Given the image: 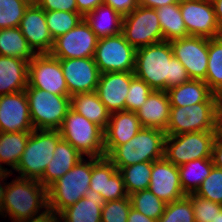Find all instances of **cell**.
<instances>
[{
  "label": "cell",
  "instance_id": "6da1fadb",
  "mask_svg": "<svg viewBox=\"0 0 222 222\" xmlns=\"http://www.w3.org/2000/svg\"><path fill=\"white\" fill-rule=\"evenodd\" d=\"M134 74L156 91H166L191 80L183 64L173 56L168 41L136 49Z\"/></svg>",
  "mask_w": 222,
  "mask_h": 222
},
{
  "label": "cell",
  "instance_id": "7a4b0ae2",
  "mask_svg": "<svg viewBox=\"0 0 222 222\" xmlns=\"http://www.w3.org/2000/svg\"><path fill=\"white\" fill-rule=\"evenodd\" d=\"M165 138L163 130L142 127L126 144L104 146L105 157L118 170L141 162H153L164 157Z\"/></svg>",
  "mask_w": 222,
  "mask_h": 222
},
{
  "label": "cell",
  "instance_id": "3957f363",
  "mask_svg": "<svg viewBox=\"0 0 222 222\" xmlns=\"http://www.w3.org/2000/svg\"><path fill=\"white\" fill-rule=\"evenodd\" d=\"M42 208L48 209V189L39 181L18 177L7 184L3 216L17 222L39 216Z\"/></svg>",
  "mask_w": 222,
  "mask_h": 222
},
{
  "label": "cell",
  "instance_id": "277c9868",
  "mask_svg": "<svg viewBox=\"0 0 222 222\" xmlns=\"http://www.w3.org/2000/svg\"><path fill=\"white\" fill-rule=\"evenodd\" d=\"M84 158L71 168L64 176L48 188V209L58 215L63 209L75 204L89 191L92 157L86 162Z\"/></svg>",
  "mask_w": 222,
  "mask_h": 222
},
{
  "label": "cell",
  "instance_id": "5b68a950",
  "mask_svg": "<svg viewBox=\"0 0 222 222\" xmlns=\"http://www.w3.org/2000/svg\"><path fill=\"white\" fill-rule=\"evenodd\" d=\"M61 139L59 130H32L15 169L19 177L39 181Z\"/></svg>",
  "mask_w": 222,
  "mask_h": 222
},
{
  "label": "cell",
  "instance_id": "8992f818",
  "mask_svg": "<svg viewBox=\"0 0 222 222\" xmlns=\"http://www.w3.org/2000/svg\"><path fill=\"white\" fill-rule=\"evenodd\" d=\"M59 132L62 139L70 143L83 156L105 157L104 130L71 108Z\"/></svg>",
  "mask_w": 222,
  "mask_h": 222
},
{
  "label": "cell",
  "instance_id": "52a82bcc",
  "mask_svg": "<svg viewBox=\"0 0 222 222\" xmlns=\"http://www.w3.org/2000/svg\"><path fill=\"white\" fill-rule=\"evenodd\" d=\"M197 131H222L218 120V102H201L183 107L171 106L166 135Z\"/></svg>",
  "mask_w": 222,
  "mask_h": 222
},
{
  "label": "cell",
  "instance_id": "ba28073f",
  "mask_svg": "<svg viewBox=\"0 0 222 222\" xmlns=\"http://www.w3.org/2000/svg\"><path fill=\"white\" fill-rule=\"evenodd\" d=\"M34 129L59 130L71 106V97L37 88L25 89Z\"/></svg>",
  "mask_w": 222,
  "mask_h": 222
},
{
  "label": "cell",
  "instance_id": "9c48e42d",
  "mask_svg": "<svg viewBox=\"0 0 222 222\" xmlns=\"http://www.w3.org/2000/svg\"><path fill=\"white\" fill-rule=\"evenodd\" d=\"M222 131H197L166 135L164 157L177 167L190 161L211 158L215 139Z\"/></svg>",
  "mask_w": 222,
  "mask_h": 222
},
{
  "label": "cell",
  "instance_id": "30bf717a",
  "mask_svg": "<svg viewBox=\"0 0 222 222\" xmlns=\"http://www.w3.org/2000/svg\"><path fill=\"white\" fill-rule=\"evenodd\" d=\"M135 59L136 49L122 33L98 40L94 60L100 73L134 72Z\"/></svg>",
  "mask_w": 222,
  "mask_h": 222
},
{
  "label": "cell",
  "instance_id": "8fae6325",
  "mask_svg": "<svg viewBox=\"0 0 222 222\" xmlns=\"http://www.w3.org/2000/svg\"><path fill=\"white\" fill-rule=\"evenodd\" d=\"M122 34L135 49L164 41L156 10L140 5L123 17Z\"/></svg>",
  "mask_w": 222,
  "mask_h": 222
},
{
  "label": "cell",
  "instance_id": "7c38bea8",
  "mask_svg": "<svg viewBox=\"0 0 222 222\" xmlns=\"http://www.w3.org/2000/svg\"><path fill=\"white\" fill-rule=\"evenodd\" d=\"M27 88L70 96L60 61L51 54H36L29 62Z\"/></svg>",
  "mask_w": 222,
  "mask_h": 222
},
{
  "label": "cell",
  "instance_id": "4fadbf2b",
  "mask_svg": "<svg viewBox=\"0 0 222 222\" xmlns=\"http://www.w3.org/2000/svg\"><path fill=\"white\" fill-rule=\"evenodd\" d=\"M98 40L83 18L75 28L54 40L50 54L58 59L94 57Z\"/></svg>",
  "mask_w": 222,
  "mask_h": 222
},
{
  "label": "cell",
  "instance_id": "5bb4252c",
  "mask_svg": "<svg viewBox=\"0 0 222 222\" xmlns=\"http://www.w3.org/2000/svg\"><path fill=\"white\" fill-rule=\"evenodd\" d=\"M209 38L187 36L170 42L173 56L183 64L191 79L204 80L208 67Z\"/></svg>",
  "mask_w": 222,
  "mask_h": 222
},
{
  "label": "cell",
  "instance_id": "9a60e30c",
  "mask_svg": "<svg viewBox=\"0 0 222 222\" xmlns=\"http://www.w3.org/2000/svg\"><path fill=\"white\" fill-rule=\"evenodd\" d=\"M180 10L188 35L221 36L211 0H180Z\"/></svg>",
  "mask_w": 222,
  "mask_h": 222
},
{
  "label": "cell",
  "instance_id": "2e32d148",
  "mask_svg": "<svg viewBox=\"0 0 222 222\" xmlns=\"http://www.w3.org/2000/svg\"><path fill=\"white\" fill-rule=\"evenodd\" d=\"M66 80L70 97L79 93L94 92L100 71L94 57L58 59Z\"/></svg>",
  "mask_w": 222,
  "mask_h": 222
},
{
  "label": "cell",
  "instance_id": "e0dca14e",
  "mask_svg": "<svg viewBox=\"0 0 222 222\" xmlns=\"http://www.w3.org/2000/svg\"><path fill=\"white\" fill-rule=\"evenodd\" d=\"M89 190L102 195L105 202L129 196L125 189L122 174L107 157H92Z\"/></svg>",
  "mask_w": 222,
  "mask_h": 222
},
{
  "label": "cell",
  "instance_id": "ac0fdd59",
  "mask_svg": "<svg viewBox=\"0 0 222 222\" xmlns=\"http://www.w3.org/2000/svg\"><path fill=\"white\" fill-rule=\"evenodd\" d=\"M34 130L25 90L0 96V132Z\"/></svg>",
  "mask_w": 222,
  "mask_h": 222
},
{
  "label": "cell",
  "instance_id": "d6986e66",
  "mask_svg": "<svg viewBox=\"0 0 222 222\" xmlns=\"http://www.w3.org/2000/svg\"><path fill=\"white\" fill-rule=\"evenodd\" d=\"M18 27L35 54H50L54 40L47 27L45 10L31 3Z\"/></svg>",
  "mask_w": 222,
  "mask_h": 222
},
{
  "label": "cell",
  "instance_id": "ffe728a7",
  "mask_svg": "<svg viewBox=\"0 0 222 222\" xmlns=\"http://www.w3.org/2000/svg\"><path fill=\"white\" fill-rule=\"evenodd\" d=\"M148 189L166 204L187 196L182 189L178 167L165 157L153 161Z\"/></svg>",
  "mask_w": 222,
  "mask_h": 222
},
{
  "label": "cell",
  "instance_id": "44dd1931",
  "mask_svg": "<svg viewBox=\"0 0 222 222\" xmlns=\"http://www.w3.org/2000/svg\"><path fill=\"white\" fill-rule=\"evenodd\" d=\"M134 72L101 73L96 94L110 113L125 110V102Z\"/></svg>",
  "mask_w": 222,
  "mask_h": 222
},
{
  "label": "cell",
  "instance_id": "7402d4cb",
  "mask_svg": "<svg viewBox=\"0 0 222 222\" xmlns=\"http://www.w3.org/2000/svg\"><path fill=\"white\" fill-rule=\"evenodd\" d=\"M142 127L136 112L122 110L111 113L107 128L104 130V146L126 144Z\"/></svg>",
  "mask_w": 222,
  "mask_h": 222
},
{
  "label": "cell",
  "instance_id": "603a6c76",
  "mask_svg": "<svg viewBox=\"0 0 222 222\" xmlns=\"http://www.w3.org/2000/svg\"><path fill=\"white\" fill-rule=\"evenodd\" d=\"M171 105L167 91L153 90L145 103L136 111L143 127L166 131Z\"/></svg>",
  "mask_w": 222,
  "mask_h": 222
},
{
  "label": "cell",
  "instance_id": "cb8c5ba5",
  "mask_svg": "<svg viewBox=\"0 0 222 222\" xmlns=\"http://www.w3.org/2000/svg\"><path fill=\"white\" fill-rule=\"evenodd\" d=\"M83 155L78 152L70 143L61 139L54 151L53 158L48 163L42 178L39 182L49 188L56 180L64 176L73 168Z\"/></svg>",
  "mask_w": 222,
  "mask_h": 222
},
{
  "label": "cell",
  "instance_id": "d4e9b609",
  "mask_svg": "<svg viewBox=\"0 0 222 222\" xmlns=\"http://www.w3.org/2000/svg\"><path fill=\"white\" fill-rule=\"evenodd\" d=\"M28 66L23 59L0 55V96L28 87Z\"/></svg>",
  "mask_w": 222,
  "mask_h": 222
},
{
  "label": "cell",
  "instance_id": "484cf974",
  "mask_svg": "<svg viewBox=\"0 0 222 222\" xmlns=\"http://www.w3.org/2000/svg\"><path fill=\"white\" fill-rule=\"evenodd\" d=\"M167 91L170 105L183 107L201 102H218L215 94L204 80L191 79Z\"/></svg>",
  "mask_w": 222,
  "mask_h": 222
},
{
  "label": "cell",
  "instance_id": "4316f807",
  "mask_svg": "<svg viewBox=\"0 0 222 222\" xmlns=\"http://www.w3.org/2000/svg\"><path fill=\"white\" fill-rule=\"evenodd\" d=\"M105 201L99 193L89 190L75 204L63 209L57 216L63 222H101V209ZM62 219V220H60Z\"/></svg>",
  "mask_w": 222,
  "mask_h": 222
},
{
  "label": "cell",
  "instance_id": "83f0119b",
  "mask_svg": "<svg viewBox=\"0 0 222 222\" xmlns=\"http://www.w3.org/2000/svg\"><path fill=\"white\" fill-rule=\"evenodd\" d=\"M84 19L99 39L122 33L123 16L111 6L103 3L87 14Z\"/></svg>",
  "mask_w": 222,
  "mask_h": 222
},
{
  "label": "cell",
  "instance_id": "f1b7e54d",
  "mask_svg": "<svg viewBox=\"0 0 222 222\" xmlns=\"http://www.w3.org/2000/svg\"><path fill=\"white\" fill-rule=\"evenodd\" d=\"M70 108L89 121L97 124L103 130L107 128L110 112L100 101L96 92L79 93L71 96Z\"/></svg>",
  "mask_w": 222,
  "mask_h": 222
},
{
  "label": "cell",
  "instance_id": "f546056e",
  "mask_svg": "<svg viewBox=\"0 0 222 222\" xmlns=\"http://www.w3.org/2000/svg\"><path fill=\"white\" fill-rule=\"evenodd\" d=\"M164 41L171 42L189 36L180 10V2L155 9Z\"/></svg>",
  "mask_w": 222,
  "mask_h": 222
},
{
  "label": "cell",
  "instance_id": "4dcf8cb0",
  "mask_svg": "<svg viewBox=\"0 0 222 222\" xmlns=\"http://www.w3.org/2000/svg\"><path fill=\"white\" fill-rule=\"evenodd\" d=\"M214 167L212 158H201L178 167L181 185L186 195L196 193Z\"/></svg>",
  "mask_w": 222,
  "mask_h": 222
},
{
  "label": "cell",
  "instance_id": "1f68e13d",
  "mask_svg": "<svg viewBox=\"0 0 222 222\" xmlns=\"http://www.w3.org/2000/svg\"><path fill=\"white\" fill-rule=\"evenodd\" d=\"M30 133L31 131L0 132V169H4L3 163L16 169Z\"/></svg>",
  "mask_w": 222,
  "mask_h": 222
},
{
  "label": "cell",
  "instance_id": "d6a6232c",
  "mask_svg": "<svg viewBox=\"0 0 222 222\" xmlns=\"http://www.w3.org/2000/svg\"><path fill=\"white\" fill-rule=\"evenodd\" d=\"M0 55L15 57L30 62L35 53L19 27L0 29Z\"/></svg>",
  "mask_w": 222,
  "mask_h": 222
},
{
  "label": "cell",
  "instance_id": "836d02e7",
  "mask_svg": "<svg viewBox=\"0 0 222 222\" xmlns=\"http://www.w3.org/2000/svg\"><path fill=\"white\" fill-rule=\"evenodd\" d=\"M205 83L215 94L222 90V36L208 41V67Z\"/></svg>",
  "mask_w": 222,
  "mask_h": 222
},
{
  "label": "cell",
  "instance_id": "e575fe53",
  "mask_svg": "<svg viewBox=\"0 0 222 222\" xmlns=\"http://www.w3.org/2000/svg\"><path fill=\"white\" fill-rule=\"evenodd\" d=\"M153 162H141L126 167L119 171L122 174L125 189L128 195L149 188Z\"/></svg>",
  "mask_w": 222,
  "mask_h": 222
},
{
  "label": "cell",
  "instance_id": "d590c367",
  "mask_svg": "<svg viewBox=\"0 0 222 222\" xmlns=\"http://www.w3.org/2000/svg\"><path fill=\"white\" fill-rule=\"evenodd\" d=\"M132 208L153 220H158L164 213L166 203L149 189L129 195Z\"/></svg>",
  "mask_w": 222,
  "mask_h": 222
},
{
  "label": "cell",
  "instance_id": "8d00e7d4",
  "mask_svg": "<svg viewBox=\"0 0 222 222\" xmlns=\"http://www.w3.org/2000/svg\"><path fill=\"white\" fill-rule=\"evenodd\" d=\"M47 27L53 40L66 34L83 19L78 12L45 11Z\"/></svg>",
  "mask_w": 222,
  "mask_h": 222
},
{
  "label": "cell",
  "instance_id": "74e56055",
  "mask_svg": "<svg viewBox=\"0 0 222 222\" xmlns=\"http://www.w3.org/2000/svg\"><path fill=\"white\" fill-rule=\"evenodd\" d=\"M30 4L27 0H0V29L18 27Z\"/></svg>",
  "mask_w": 222,
  "mask_h": 222
},
{
  "label": "cell",
  "instance_id": "f35d334b",
  "mask_svg": "<svg viewBox=\"0 0 222 222\" xmlns=\"http://www.w3.org/2000/svg\"><path fill=\"white\" fill-rule=\"evenodd\" d=\"M157 222H195L192 201L185 196L167 203L163 215Z\"/></svg>",
  "mask_w": 222,
  "mask_h": 222
},
{
  "label": "cell",
  "instance_id": "ab89813d",
  "mask_svg": "<svg viewBox=\"0 0 222 222\" xmlns=\"http://www.w3.org/2000/svg\"><path fill=\"white\" fill-rule=\"evenodd\" d=\"M195 194L222 205V169L214 166Z\"/></svg>",
  "mask_w": 222,
  "mask_h": 222
},
{
  "label": "cell",
  "instance_id": "60d3db41",
  "mask_svg": "<svg viewBox=\"0 0 222 222\" xmlns=\"http://www.w3.org/2000/svg\"><path fill=\"white\" fill-rule=\"evenodd\" d=\"M153 89L143 80L134 77L127 93L125 110L136 112L145 103Z\"/></svg>",
  "mask_w": 222,
  "mask_h": 222
},
{
  "label": "cell",
  "instance_id": "b9f144b4",
  "mask_svg": "<svg viewBox=\"0 0 222 222\" xmlns=\"http://www.w3.org/2000/svg\"><path fill=\"white\" fill-rule=\"evenodd\" d=\"M131 207L129 196L105 202L101 209V222H127Z\"/></svg>",
  "mask_w": 222,
  "mask_h": 222
},
{
  "label": "cell",
  "instance_id": "7bdbcfd3",
  "mask_svg": "<svg viewBox=\"0 0 222 222\" xmlns=\"http://www.w3.org/2000/svg\"><path fill=\"white\" fill-rule=\"evenodd\" d=\"M187 197L192 201L195 222H213L217 212L222 209L221 204L204 199L195 193Z\"/></svg>",
  "mask_w": 222,
  "mask_h": 222
},
{
  "label": "cell",
  "instance_id": "ee69618b",
  "mask_svg": "<svg viewBox=\"0 0 222 222\" xmlns=\"http://www.w3.org/2000/svg\"><path fill=\"white\" fill-rule=\"evenodd\" d=\"M36 4L45 11L78 12L76 0H38Z\"/></svg>",
  "mask_w": 222,
  "mask_h": 222
},
{
  "label": "cell",
  "instance_id": "f6af8a7d",
  "mask_svg": "<svg viewBox=\"0 0 222 222\" xmlns=\"http://www.w3.org/2000/svg\"><path fill=\"white\" fill-rule=\"evenodd\" d=\"M103 4L111 6L121 16L133 12L138 6V0H103Z\"/></svg>",
  "mask_w": 222,
  "mask_h": 222
},
{
  "label": "cell",
  "instance_id": "bcb514c9",
  "mask_svg": "<svg viewBox=\"0 0 222 222\" xmlns=\"http://www.w3.org/2000/svg\"><path fill=\"white\" fill-rule=\"evenodd\" d=\"M102 3L103 0H76L78 13L83 18Z\"/></svg>",
  "mask_w": 222,
  "mask_h": 222
},
{
  "label": "cell",
  "instance_id": "7dc6e473",
  "mask_svg": "<svg viewBox=\"0 0 222 222\" xmlns=\"http://www.w3.org/2000/svg\"><path fill=\"white\" fill-rule=\"evenodd\" d=\"M211 158L213 165L219 169H222V132L214 141Z\"/></svg>",
  "mask_w": 222,
  "mask_h": 222
},
{
  "label": "cell",
  "instance_id": "c3c4849f",
  "mask_svg": "<svg viewBox=\"0 0 222 222\" xmlns=\"http://www.w3.org/2000/svg\"><path fill=\"white\" fill-rule=\"evenodd\" d=\"M57 220V215H55L51 210L45 209L41 214H39V216L17 222H56Z\"/></svg>",
  "mask_w": 222,
  "mask_h": 222
},
{
  "label": "cell",
  "instance_id": "681fc988",
  "mask_svg": "<svg viewBox=\"0 0 222 222\" xmlns=\"http://www.w3.org/2000/svg\"><path fill=\"white\" fill-rule=\"evenodd\" d=\"M180 0H138L140 6L157 9L164 5L179 3Z\"/></svg>",
  "mask_w": 222,
  "mask_h": 222
},
{
  "label": "cell",
  "instance_id": "f907efd6",
  "mask_svg": "<svg viewBox=\"0 0 222 222\" xmlns=\"http://www.w3.org/2000/svg\"><path fill=\"white\" fill-rule=\"evenodd\" d=\"M11 172V173H10ZM10 174H12V171L5 168V169H0V214L3 215V202H4V196L6 192V187L7 183L3 184L4 186L2 187V184L4 179H6Z\"/></svg>",
  "mask_w": 222,
  "mask_h": 222
},
{
  "label": "cell",
  "instance_id": "816d5d0a",
  "mask_svg": "<svg viewBox=\"0 0 222 222\" xmlns=\"http://www.w3.org/2000/svg\"><path fill=\"white\" fill-rule=\"evenodd\" d=\"M127 222H157V220L150 219L131 207L128 213Z\"/></svg>",
  "mask_w": 222,
  "mask_h": 222
},
{
  "label": "cell",
  "instance_id": "f5cc1de1",
  "mask_svg": "<svg viewBox=\"0 0 222 222\" xmlns=\"http://www.w3.org/2000/svg\"><path fill=\"white\" fill-rule=\"evenodd\" d=\"M211 2L214 8L220 35L222 36V0H211Z\"/></svg>",
  "mask_w": 222,
  "mask_h": 222
},
{
  "label": "cell",
  "instance_id": "db71d44e",
  "mask_svg": "<svg viewBox=\"0 0 222 222\" xmlns=\"http://www.w3.org/2000/svg\"><path fill=\"white\" fill-rule=\"evenodd\" d=\"M218 100V120L222 130V90L217 94Z\"/></svg>",
  "mask_w": 222,
  "mask_h": 222
},
{
  "label": "cell",
  "instance_id": "11a10c76",
  "mask_svg": "<svg viewBox=\"0 0 222 222\" xmlns=\"http://www.w3.org/2000/svg\"><path fill=\"white\" fill-rule=\"evenodd\" d=\"M213 222H222V209L219 212H217Z\"/></svg>",
  "mask_w": 222,
  "mask_h": 222
},
{
  "label": "cell",
  "instance_id": "9f6ffc18",
  "mask_svg": "<svg viewBox=\"0 0 222 222\" xmlns=\"http://www.w3.org/2000/svg\"><path fill=\"white\" fill-rule=\"evenodd\" d=\"M27 1H29L30 3H37L38 2V0H27Z\"/></svg>",
  "mask_w": 222,
  "mask_h": 222
}]
</instances>
